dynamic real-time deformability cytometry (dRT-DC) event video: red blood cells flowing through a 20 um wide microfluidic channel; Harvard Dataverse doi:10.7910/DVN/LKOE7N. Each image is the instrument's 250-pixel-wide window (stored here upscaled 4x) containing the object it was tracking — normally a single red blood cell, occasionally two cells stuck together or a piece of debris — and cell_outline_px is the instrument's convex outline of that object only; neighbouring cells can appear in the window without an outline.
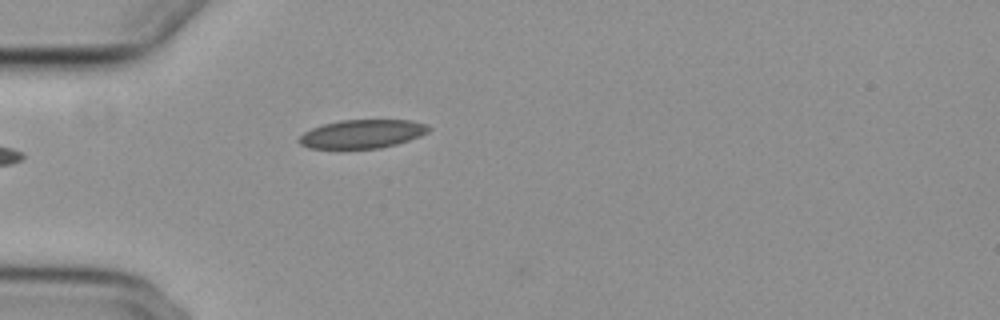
{"species": "common noctule bat (a hibernating species)", "species_latin": "Nyctalus noctula", "temperature_condition": "cold", "stored_images_in_passage": 8, "camera_frame_rate_fps": 3000, "um_per_image_px": 0.085, "animal": {"sex": "female", "body_mass_g": 29.2, "forearm_length_mm": 56.3}, "frame": {"image": 1, "passage_image": 1, "time_ms": 0.0, "image_size_px": [1000, 320], "cell_outline_px": [[432, 128], [428, 132], [420, 136], [396, 144], [380, 148], [340, 152], [308, 148], [300, 144], [296, 140], [304, 132], [312, 128], [324, 124], [340, 120], [412, 120], [428, 124]], "centroid_in_image_um": [30.72, 11.44], "position_along_channel_um": 54.3, "area_um2": 22.66}}